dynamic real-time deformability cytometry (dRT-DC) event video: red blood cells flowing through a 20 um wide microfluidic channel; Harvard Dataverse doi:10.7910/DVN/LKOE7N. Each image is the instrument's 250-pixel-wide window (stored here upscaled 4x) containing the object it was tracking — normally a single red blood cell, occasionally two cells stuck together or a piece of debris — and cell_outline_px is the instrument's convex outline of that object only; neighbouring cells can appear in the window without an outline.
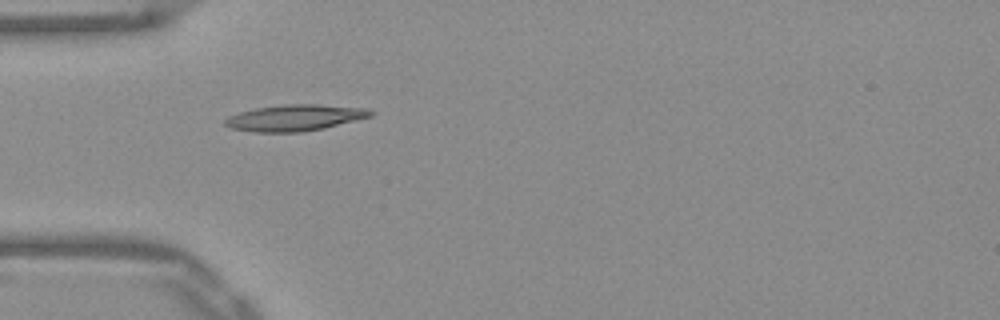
{"species": "Egyptian fruit bat (a non-hibernating species)", "species_latin": "Rousettus aegyptiacus", "temperature_condition": "warm", "stored_images_in_passage": 37, "camera_frame_rate_fps": 3000, "um_per_image_px": 0.085, "frame": {"image": 1, "passage_image": 1, "time_ms": 0.0, "image_size_px": [1000, 320], "cell_outline_px": [[376, 112], [372, 116], [324, 128], [300, 132], [256, 132], [232, 128], [224, 124], [224, 120], [228, 116], [240, 112], [256, 108], [284, 104], [316, 104], [364, 108]], "centroid_in_image_um": [25.07, 10.0], "position_along_channel_um": 59.9, "area_um2": 22.14}}
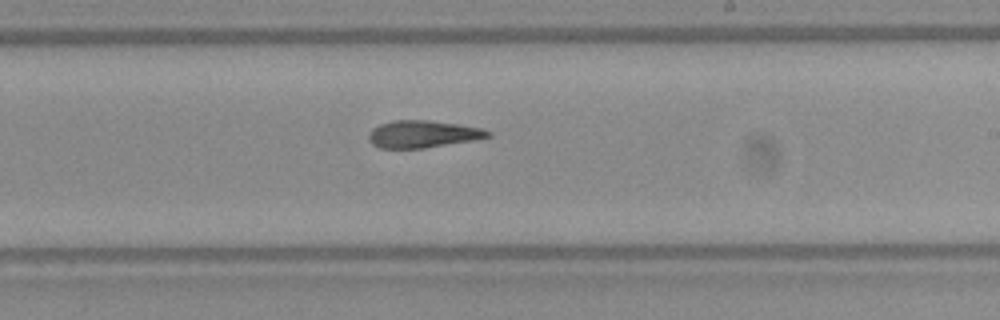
{"frame": {"image": 2, "passage_image": 16, "time_ms": 5.0, "image_size_px": [1000, 320], "cell_outline_px": [[492, 136], [472, 140], [424, 148], [380, 148], [372, 144], [368, 140], [368, 136], [372, 128], [380, 124], [392, 120], [428, 120], [460, 124], [484, 128], [492, 132]], "centroid_in_image_um": [35.95, 11.39], "position_along_channel_um": 253.1, "area_um2": 19.02}}
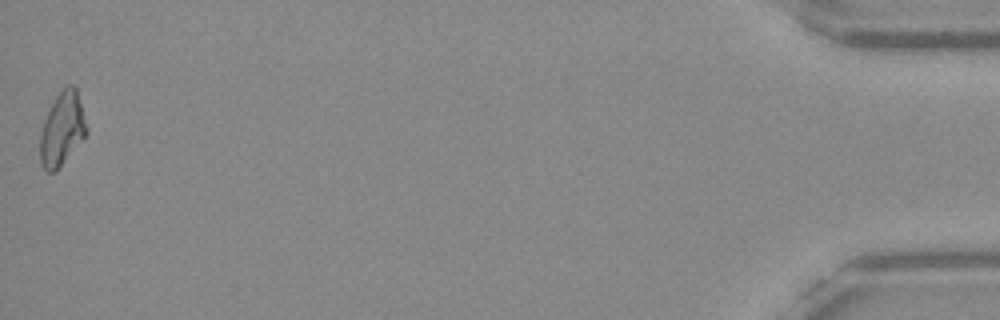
{"frame": {"image": 3, "passage_image": 37, "time_ms": 12.0, "image_size_px": [1000, 320], "cell_outline_px": [[88, 132], [60, 164], [52, 172], [48, 172], [40, 164], [40, 136], [44, 120], [56, 96], [68, 84], [72, 84], [76, 88]], "centroid_in_image_um": [5.26, 10.94], "position_along_channel_um": 429.9, "area_um2": 19.02}, "authors_computed_cell_mechanics": {"area_um2": 19.2474, "velocity_mm_per_s": 3.9009, "shape_relaxation_time_tau1_ms": null, "shape_relaxation_time_tau2_ms": 3.8911, "deformation_change_tau1": null, "deformation_change_tau2": 0.1137}}